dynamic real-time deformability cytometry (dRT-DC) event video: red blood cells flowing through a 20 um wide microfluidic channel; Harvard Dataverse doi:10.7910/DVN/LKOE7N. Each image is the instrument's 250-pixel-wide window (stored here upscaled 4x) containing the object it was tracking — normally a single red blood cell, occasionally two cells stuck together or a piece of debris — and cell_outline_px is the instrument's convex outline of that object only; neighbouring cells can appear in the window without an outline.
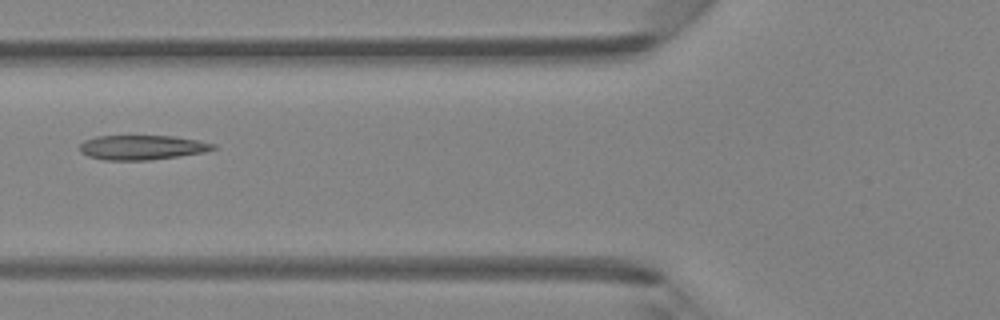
{"species": "Egyptian fruit bat (a non-hibernating species)", "species_latin": "Rousettus aegyptiacus", "temperature_condition": "room temperature", "stored_images_in_passage": 6, "camera_frame_rate_fps": 3000, "um_per_image_px": 0.085, "animal": {"sex": "female"}, "frame": {"image": 1, "passage_image": 6, "time_ms": 5.667, "image_size_px": [1000, 320], "cell_outline_px": [[216, 148], [204, 152], [180, 156], [148, 160], [104, 160], [88, 156], [80, 152], [80, 144], [84, 140], [96, 136], [172, 136], [196, 140], [216, 144]], "centroid_in_image_um": [12.05, 12.53], "position_along_channel_um": 113.8, "area_um2": 19.07}}